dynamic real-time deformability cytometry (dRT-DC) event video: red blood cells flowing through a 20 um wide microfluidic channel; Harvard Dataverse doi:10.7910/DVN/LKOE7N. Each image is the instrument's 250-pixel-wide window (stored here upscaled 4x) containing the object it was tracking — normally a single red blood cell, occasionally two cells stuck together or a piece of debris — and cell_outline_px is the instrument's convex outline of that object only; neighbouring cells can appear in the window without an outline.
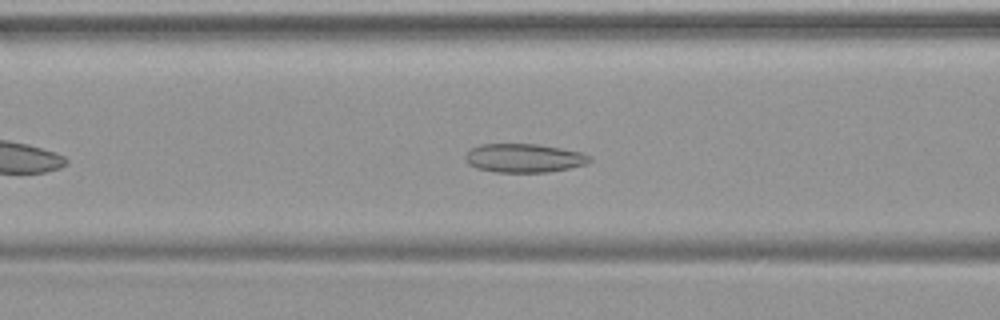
{"species": "common noctule bat (a hibernating species)", "species_latin": "Nyctalus noctula", "temperature_condition": "warm", "stored_images_in_passage": 34, "camera_frame_rate_fps": 3000, "um_per_image_px": 0.085, "animal": {"sex": "female", "body_mass_g": 19.9}, "frame": {"image": 1, "passage_image": 11, "time_ms": 3.333, "image_size_px": [1000, 320], "cell_outline_px": [[592, 160], [588, 164], [548, 172], [496, 172], [476, 168], [468, 164], [464, 156], [472, 148], [480, 144], [536, 144], [584, 152], [592, 156]], "centroid_in_image_um": [44.58, 13.43], "position_along_channel_um": 122.0, "area_um2": 20.92}}
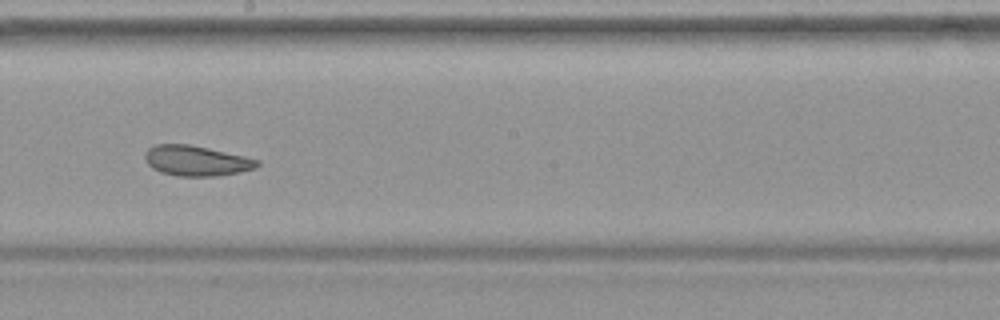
{"frame": {"image": 2, "passage_image": 19, "time_ms": 6.0, "image_size_px": [1000, 320], "cell_outline_px": [[260, 164], [256, 168], [240, 172], [216, 176], [176, 176], [160, 172], [152, 168], [148, 164], [144, 156], [144, 152], [148, 148], [156, 144], [188, 144], [208, 148], [244, 156], [260, 160]], "centroid_in_image_um": [16.68, 13.66], "position_along_channel_um": 231.5, "area_um2": 19.88}}
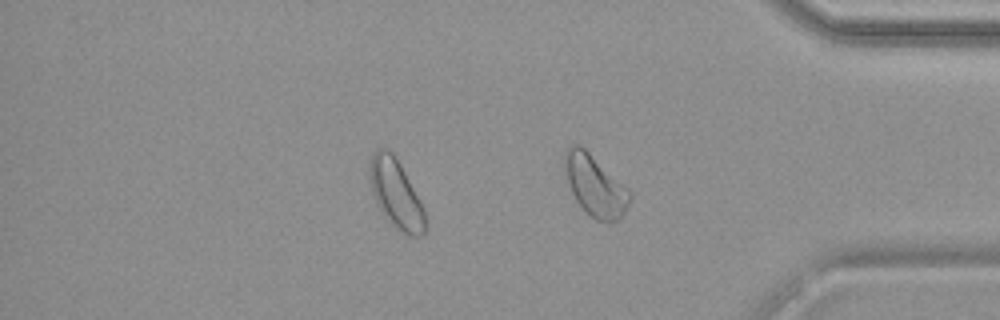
{"frame": {"image": 3, "passage_image": 31, "time_ms": 10.0, "image_size_px": [1000, 320], "cell_outline_px": [[424, 232], [420, 236], [408, 236], [396, 228], [384, 216], [372, 192], [368, 176], [368, 168], [372, 152], [376, 148], [384, 148], [392, 152], [396, 156], [420, 200], [424, 208]], "centroid_in_image_um": [33.62, 16.42], "position_along_channel_um": 401.6, "area_um2": 22.2}}